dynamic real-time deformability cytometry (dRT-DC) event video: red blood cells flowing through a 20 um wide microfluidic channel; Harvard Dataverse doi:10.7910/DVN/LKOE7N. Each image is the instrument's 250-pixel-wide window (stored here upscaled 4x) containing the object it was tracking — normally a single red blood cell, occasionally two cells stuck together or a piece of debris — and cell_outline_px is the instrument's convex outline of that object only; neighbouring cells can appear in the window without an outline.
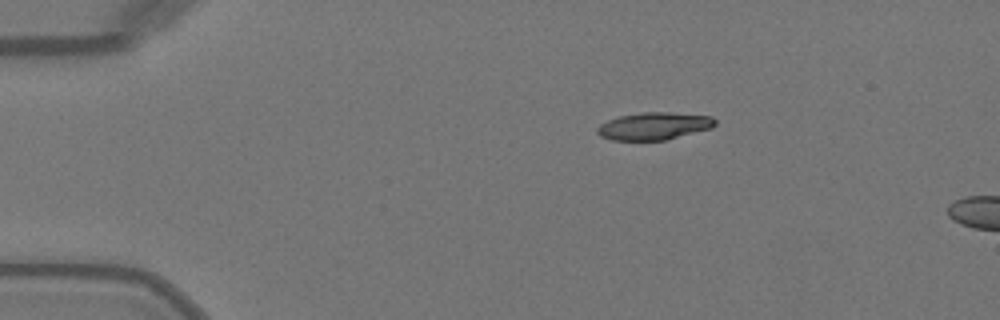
{"species": "Egyptian fruit bat (a non-hibernating species)", "species_latin": "Rousettus aegyptiacus", "temperature_condition": "warm", "stored_images_in_passage": 4, "camera_frame_rate_fps": 3000, "um_per_image_px": 0.085, "animal": {"sex": "female"}, "frame": {"image": 1, "passage_image": 1, "time_ms": 0.0, "image_size_px": [1000, 320], "cell_outline_px": [[716, 124], [712, 128], [664, 140], [612, 140], [600, 136], [596, 132], [596, 128], [600, 124], [608, 120], [620, 116], [644, 112], [668, 112], [712, 116], [716, 120]], "centroid_in_image_um": [55.59, 10.71], "position_along_channel_um": 29.4, "area_um2": 18.79}}